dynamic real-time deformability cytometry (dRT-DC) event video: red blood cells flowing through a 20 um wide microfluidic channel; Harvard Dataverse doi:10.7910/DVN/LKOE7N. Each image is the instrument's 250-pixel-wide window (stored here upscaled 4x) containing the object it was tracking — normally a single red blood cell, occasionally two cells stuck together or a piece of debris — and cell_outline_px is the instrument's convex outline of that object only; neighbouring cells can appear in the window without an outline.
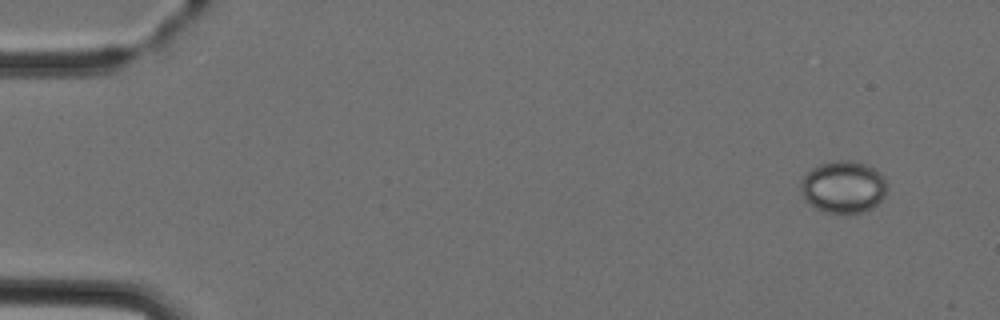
{"species": "Egyptian fruit bat (a non-hibernating species)", "species_latin": "Rousettus aegyptiacus", "temperature_condition": "cold", "stored_images_in_passage": 5, "camera_frame_rate_fps": 3000, "um_per_image_px": 0.085, "animal": {"sex": "female"}, "frame": {"image": 1, "passage_image": 1, "time_ms": 0.0, "image_size_px": [1000, 320], "cell_outline_px": [[888, 184], [884, 196], [872, 208], [860, 212], [824, 212], [816, 208], [800, 192], [800, 180], [812, 168], [820, 164], [832, 160], [852, 160], [864, 164], [880, 172], [884, 176]], "centroid_in_image_um": [71.69, 15.86], "position_along_channel_um": 13.3, "area_um2": 26.07}}